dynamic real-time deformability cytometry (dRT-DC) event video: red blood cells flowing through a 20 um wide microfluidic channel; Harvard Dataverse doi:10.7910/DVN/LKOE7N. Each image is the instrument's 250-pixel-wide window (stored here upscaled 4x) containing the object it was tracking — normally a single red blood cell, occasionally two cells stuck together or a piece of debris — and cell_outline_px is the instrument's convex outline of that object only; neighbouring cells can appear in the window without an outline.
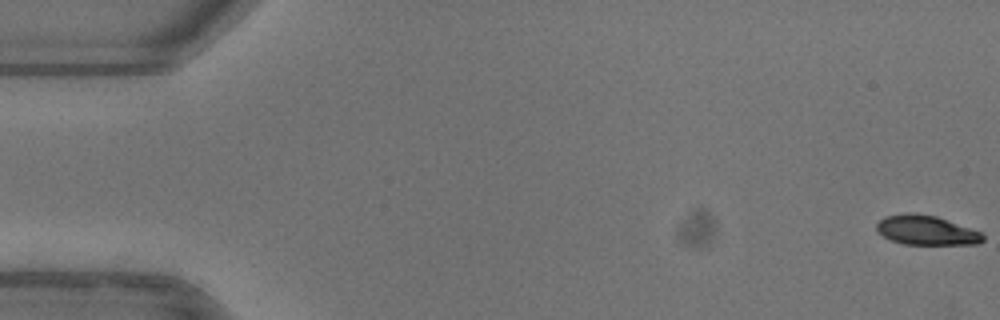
{"species": "common noctule bat (a hibernating species)", "species_latin": "Nyctalus noctula", "temperature_condition": "warm", "stored_images_in_passage": 10, "camera_frame_rate_fps": 3000, "um_per_image_px": 0.085, "animal": {"sex": "female"}, "frame": {"image": 1, "passage_image": 1, "time_ms": 0.0, "image_size_px": [1000, 320], "cell_outline_px": [[984, 240], [976, 244], [904, 244], [888, 240], [876, 228], [876, 224], [884, 216], [908, 212], [916, 212], [936, 216], [980, 232], [984, 236]], "centroid_in_image_um": [78.69, 19.56], "position_along_channel_um": 6.3, "area_um2": 18.21}}